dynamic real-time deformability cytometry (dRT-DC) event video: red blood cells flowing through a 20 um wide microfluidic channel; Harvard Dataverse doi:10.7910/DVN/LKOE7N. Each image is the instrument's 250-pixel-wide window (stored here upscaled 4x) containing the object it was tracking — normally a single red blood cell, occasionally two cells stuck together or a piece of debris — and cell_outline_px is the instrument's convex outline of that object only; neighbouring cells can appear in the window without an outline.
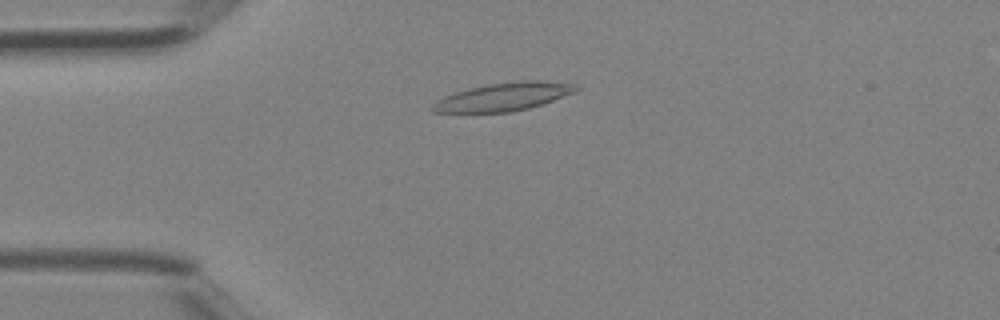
{"species": "Egyptian fruit bat (a non-hibernating species)", "species_latin": "Rousettus aegyptiacus", "temperature_condition": "room temperature", "stored_images_in_passage": 37, "camera_frame_rate_fps": 3000, "um_per_image_px": 0.085, "animal": {"sex": "female"}, "frame": {"image": 1, "passage_image": 6, "time_ms": 1.667, "image_size_px": [1000, 320], "cell_outline_px": [[580, 88], [576, 92], [528, 108], [508, 112], [432, 112], [428, 108], [436, 100], [444, 96], [468, 88], [488, 84], [520, 80], [544, 80], [576, 84]], "centroid_in_image_um": [42.78, 8.21], "position_along_channel_um": 42.2, "area_um2": 23.52}}
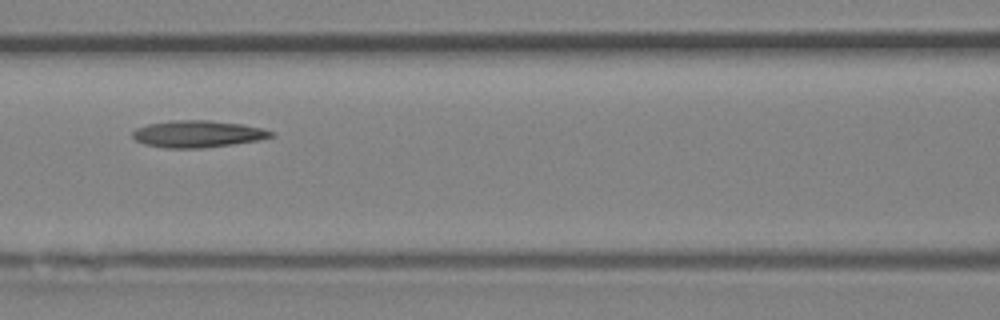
{"frame": {"image": 2, "passage_image": 14, "time_ms": 4.333, "image_size_px": [1000, 320], "cell_outline_px": [[276, 136], [260, 140], [204, 148], [168, 148], [144, 144], [136, 140], [132, 136], [132, 132], [136, 128], [148, 124], [172, 120], [208, 120], [244, 124], [264, 128], [272, 132]], "centroid_in_image_um": [16.84, 11.38], "position_along_channel_um": 149.8, "area_um2": 21.85}}
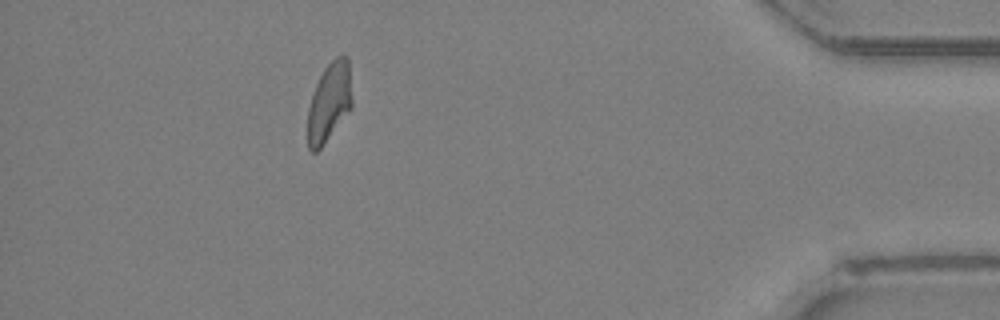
{"frame": {"image": 3, "passage_image": 33, "time_ms": 10.667, "image_size_px": [1000, 320], "cell_outline_px": [[352, 108], [320, 148], [316, 152], [312, 152], [308, 148], [308, 108], [316, 84], [324, 68], [336, 56], [344, 52], [348, 56], [352, 100]], "centroid_in_image_um": [28.0, 8.64], "position_along_channel_um": 407.2, "area_um2": 20.4}}